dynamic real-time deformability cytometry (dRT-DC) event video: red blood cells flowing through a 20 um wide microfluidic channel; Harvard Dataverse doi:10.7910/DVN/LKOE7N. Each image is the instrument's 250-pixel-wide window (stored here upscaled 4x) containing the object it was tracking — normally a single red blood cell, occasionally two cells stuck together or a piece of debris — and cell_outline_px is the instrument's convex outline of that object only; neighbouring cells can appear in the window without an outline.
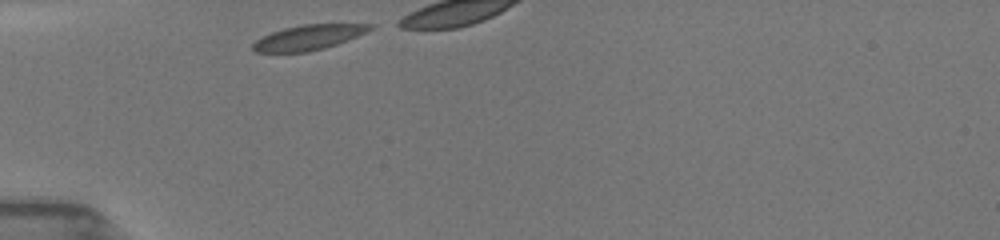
{"species": "common noctule bat (a hibernating species)", "species_latin": "Nyctalus noctula", "temperature_condition": "room temperature", "stored_images_in_passage": 6, "camera_frame_rate_fps": 3000, "um_per_image_px": 0.085, "animal": {"sex": "female", "body_mass_g": 19.5, "forearm_length_mm": 54.1}, "frame": {"image": 1, "passage_image": 1, "time_ms": 0.0, "image_size_px": [1000, 240], "cell_outline_px": [[372, 28], [356, 36], [336, 44], [324, 48], [308, 52], [256, 52], [252, 48], [252, 44], [256, 40], [272, 32], [284, 28], [300, 24], [372, 24]], "centroid_in_image_um": [26.17, 3.18], "position_along_channel_um": 58.8, "area_um2": 16.76}}
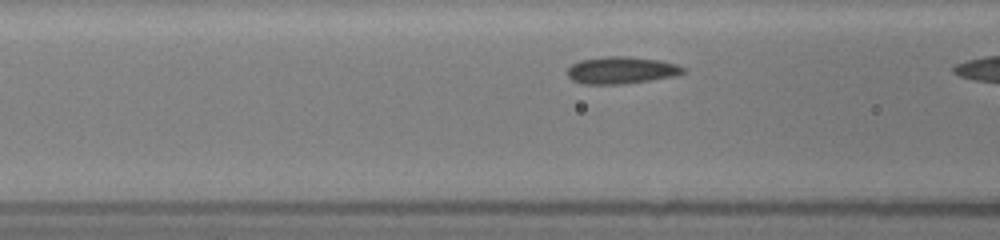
{"frame": {"image": 2, "passage_image": 5, "time_ms": 1.667, "image_size_px": [1000, 240], "cell_outline_px": [[684, 72], [672, 76], [648, 80], [620, 84], [584, 84], [572, 80], [568, 76], [568, 68], [572, 64], [580, 60], [608, 56], [628, 56], [660, 60], [676, 64], [684, 68]], "centroid_in_image_um": [52.78, 5.96], "position_along_channel_um": 113.8, "area_um2": 18.03}}